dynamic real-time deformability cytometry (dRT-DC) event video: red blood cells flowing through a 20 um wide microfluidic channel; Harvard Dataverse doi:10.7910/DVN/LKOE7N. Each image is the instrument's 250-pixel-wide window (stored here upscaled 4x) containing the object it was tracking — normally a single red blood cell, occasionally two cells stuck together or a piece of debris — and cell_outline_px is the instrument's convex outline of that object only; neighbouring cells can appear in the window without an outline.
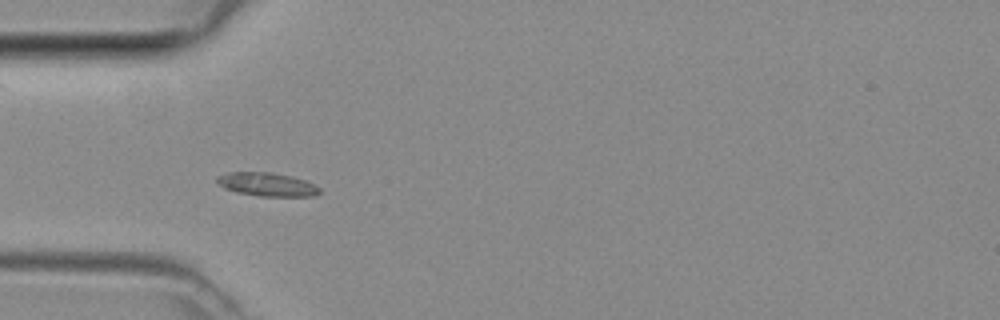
{"species": "common noctule bat (a hibernating species)", "species_latin": "Nyctalus noctula", "temperature_condition": "room temperature", "stored_images_in_passage": 6, "camera_frame_rate_fps": 3000, "um_per_image_px": 0.085, "animal": {"sex": "female", "body_mass_g": 29.2, "forearm_length_mm": 56.3}, "frame": {"image": 1, "passage_image": 1, "time_ms": 0.0, "image_size_px": [1000, 320], "cell_outline_px": [[320, 192], [316, 196], [260, 196], [236, 192], [224, 188], [216, 180], [216, 176], [228, 172], [268, 172], [292, 176], [304, 180], [320, 188]], "centroid_in_image_um": [22.68, 15.67], "position_along_channel_um": 62.3, "area_um2": 13.99}}
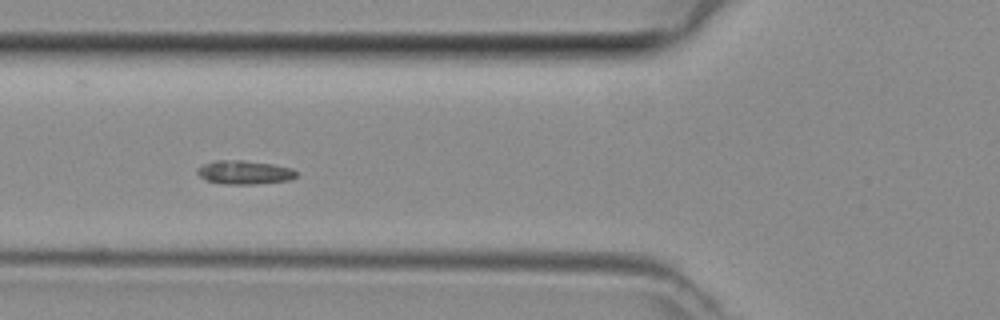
{"frame": {"image": 2, "passage_image": 4, "time_ms": 1.0, "image_size_px": [1000, 320], "cell_outline_px": [[296, 176], [288, 180], [256, 184], [224, 184], [208, 180], [200, 176], [196, 172], [196, 168], [204, 164], [216, 160], [240, 160], [272, 164], [292, 168], [296, 172]], "centroid_in_image_um": [20.75, 14.65], "position_along_channel_um": 105.0, "area_um2": 13.53}}